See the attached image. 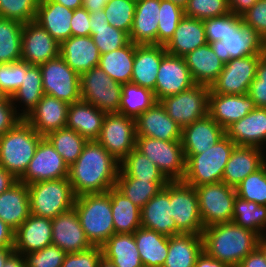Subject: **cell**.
Returning a JSON list of instances; mask_svg holds the SVG:
<instances>
[{"label":"cell","instance_id":"1","mask_svg":"<svg viewBox=\"0 0 266 267\" xmlns=\"http://www.w3.org/2000/svg\"><path fill=\"white\" fill-rule=\"evenodd\" d=\"M118 162L97 141H87L79 158L69 167L68 179L75 196L106 193L116 186Z\"/></svg>","mask_w":266,"mask_h":267},{"label":"cell","instance_id":"46","mask_svg":"<svg viewBox=\"0 0 266 267\" xmlns=\"http://www.w3.org/2000/svg\"><path fill=\"white\" fill-rule=\"evenodd\" d=\"M23 23L0 17V64L21 60Z\"/></svg>","mask_w":266,"mask_h":267},{"label":"cell","instance_id":"31","mask_svg":"<svg viewBox=\"0 0 266 267\" xmlns=\"http://www.w3.org/2000/svg\"><path fill=\"white\" fill-rule=\"evenodd\" d=\"M160 0H136L129 39L137 45L157 44Z\"/></svg>","mask_w":266,"mask_h":267},{"label":"cell","instance_id":"51","mask_svg":"<svg viewBox=\"0 0 266 267\" xmlns=\"http://www.w3.org/2000/svg\"><path fill=\"white\" fill-rule=\"evenodd\" d=\"M238 197L266 205V167L263 164L258 170L248 175L236 187Z\"/></svg>","mask_w":266,"mask_h":267},{"label":"cell","instance_id":"71","mask_svg":"<svg viewBox=\"0 0 266 267\" xmlns=\"http://www.w3.org/2000/svg\"><path fill=\"white\" fill-rule=\"evenodd\" d=\"M257 249L262 253L266 261V234L258 238Z\"/></svg>","mask_w":266,"mask_h":267},{"label":"cell","instance_id":"57","mask_svg":"<svg viewBox=\"0 0 266 267\" xmlns=\"http://www.w3.org/2000/svg\"><path fill=\"white\" fill-rule=\"evenodd\" d=\"M247 94L256 107L266 108V51L258 60L256 77L250 84Z\"/></svg>","mask_w":266,"mask_h":267},{"label":"cell","instance_id":"44","mask_svg":"<svg viewBox=\"0 0 266 267\" xmlns=\"http://www.w3.org/2000/svg\"><path fill=\"white\" fill-rule=\"evenodd\" d=\"M232 221L241 227L255 232L259 237L266 234V205L236 196Z\"/></svg>","mask_w":266,"mask_h":267},{"label":"cell","instance_id":"21","mask_svg":"<svg viewBox=\"0 0 266 267\" xmlns=\"http://www.w3.org/2000/svg\"><path fill=\"white\" fill-rule=\"evenodd\" d=\"M256 108L248 94H217L209 92L208 115L224 130Z\"/></svg>","mask_w":266,"mask_h":267},{"label":"cell","instance_id":"63","mask_svg":"<svg viewBox=\"0 0 266 267\" xmlns=\"http://www.w3.org/2000/svg\"><path fill=\"white\" fill-rule=\"evenodd\" d=\"M15 231L0 219V247H14Z\"/></svg>","mask_w":266,"mask_h":267},{"label":"cell","instance_id":"74","mask_svg":"<svg viewBox=\"0 0 266 267\" xmlns=\"http://www.w3.org/2000/svg\"><path fill=\"white\" fill-rule=\"evenodd\" d=\"M8 96L4 93L0 86V100L6 99Z\"/></svg>","mask_w":266,"mask_h":267},{"label":"cell","instance_id":"13","mask_svg":"<svg viewBox=\"0 0 266 267\" xmlns=\"http://www.w3.org/2000/svg\"><path fill=\"white\" fill-rule=\"evenodd\" d=\"M45 95L55 97L69 104L81 100L80 75L59 55L39 65Z\"/></svg>","mask_w":266,"mask_h":267},{"label":"cell","instance_id":"56","mask_svg":"<svg viewBox=\"0 0 266 267\" xmlns=\"http://www.w3.org/2000/svg\"><path fill=\"white\" fill-rule=\"evenodd\" d=\"M240 16L229 12L223 16L203 20L207 43L222 40L231 26Z\"/></svg>","mask_w":266,"mask_h":267},{"label":"cell","instance_id":"52","mask_svg":"<svg viewBox=\"0 0 266 267\" xmlns=\"http://www.w3.org/2000/svg\"><path fill=\"white\" fill-rule=\"evenodd\" d=\"M40 0H0V17L23 24L35 21Z\"/></svg>","mask_w":266,"mask_h":267},{"label":"cell","instance_id":"61","mask_svg":"<svg viewBox=\"0 0 266 267\" xmlns=\"http://www.w3.org/2000/svg\"><path fill=\"white\" fill-rule=\"evenodd\" d=\"M70 25L72 36H90L89 12L84 7L75 9Z\"/></svg>","mask_w":266,"mask_h":267},{"label":"cell","instance_id":"37","mask_svg":"<svg viewBox=\"0 0 266 267\" xmlns=\"http://www.w3.org/2000/svg\"><path fill=\"white\" fill-rule=\"evenodd\" d=\"M133 234L143 266L163 267L168 254L169 237L144 227Z\"/></svg>","mask_w":266,"mask_h":267},{"label":"cell","instance_id":"30","mask_svg":"<svg viewBox=\"0 0 266 267\" xmlns=\"http://www.w3.org/2000/svg\"><path fill=\"white\" fill-rule=\"evenodd\" d=\"M73 12L74 10L52 0H40L35 22L61 44L72 36L70 23Z\"/></svg>","mask_w":266,"mask_h":267},{"label":"cell","instance_id":"41","mask_svg":"<svg viewBox=\"0 0 266 267\" xmlns=\"http://www.w3.org/2000/svg\"><path fill=\"white\" fill-rule=\"evenodd\" d=\"M107 193L111 197V210L115 233H134L141 227V208L131 202L116 187Z\"/></svg>","mask_w":266,"mask_h":267},{"label":"cell","instance_id":"47","mask_svg":"<svg viewBox=\"0 0 266 267\" xmlns=\"http://www.w3.org/2000/svg\"><path fill=\"white\" fill-rule=\"evenodd\" d=\"M45 138L61 155L68 167L79 158L84 145L87 143L83 136L68 127L52 131Z\"/></svg>","mask_w":266,"mask_h":267},{"label":"cell","instance_id":"29","mask_svg":"<svg viewBox=\"0 0 266 267\" xmlns=\"http://www.w3.org/2000/svg\"><path fill=\"white\" fill-rule=\"evenodd\" d=\"M60 56L81 75L99 65L101 54L91 36H71L60 44Z\"/></svg>","mask_w":266,"mask_h":267},{"label":"cell","instance_id":"68","mask_svg":"<svg viewBox=\"0 0 266 267\" xmlns=\"http://www.w3.org/2000/svg\"><path fill=\"white\" fill-rule=\"evenodd\" d=\"M4 267H26L22 254L13 252L5 261Z\"/></svg>","mask_w":266,"mask_h":267},{"label":"cell","instance_id":"33","mask_svg":"<svg viewBox=\"0 0 266 267\" xmlns=\"http://www.w3.org/2000/svg\"><path fill=\"white\" fill-rule=\"evenodd\" d=\"M106 113L83 100L69 105L66 127L76 131L87 141H96Z\"/></svg>","mask_w":266,"mask_h":267},{"label":"cell","instance_id":"15","mask_svg":"<svg viewBox=\"0 0 266 267\" xmlns=\"http://www.w3.org/2000/svg\"><path fill=\"white\" fill-rule=\"evenodd\" d=\"M69 167L51 143L43 137L38 143L34 157L23 176V184L68 178Z\"/></svg>","mask_w":266,"mask_h":267},{"label":"cell","instance_id":"20","mask_svg":"<svg viewBox=\"0 0 266 267\" xmlns=\"http://www.w3.org/2000/svg\"><path fill=\"white\" fill-rule=\"evenodd\" d=\"M136 136L163 141L181 140L182 128L167 115L160 102L142 112L136 119Z\"/></svg>","mask_w":266,"mask_h":267},{"label":"cell","instance_id":"40","mask_svg":"<svg viewBox=\"0 0 266 267\" xmlns=\"http://www.w3.org/2000/svg\"><path fill=\"white\" fill-rule=\"evenodd\" d=\"M43 95L40 67L26 63L23 83L11 97L17 113L25 118L36 107Z\"/></svg>","mask_w":266,"mask_h":267},{"label":"cell","instance_id":"58","mask_svg":"<svg viewBox=\"0 0 266 267\" xmlns=\"http://www.w3.org/2000/svg\"><path fill=\"white\" fill-rule=\"evenodd\" d=\"M102 256V247L92 246L84 251L67 253L61 267H97Z\"/></svg>","mask_w":266,"mask_h":267},{"label":"cell","instance_id":"27","mask_svg":"<svg viewBox=\"0 0 266 267\" xmlns=\"http://www.w3.org/2000/svg\"><path fill=\"white\" fill-rule=\"evenodd\" d=\"M166 54L164 45L136 44L131 83L154 91L158 69Z\"/></svg>","mask_w":266,"mask_h":267},{"label":"cell","instance_id":"3","mask_svg":"<svg viewBox=\"0 0 266 267\" xmlns=\"http://www.w3.org/2000/svg\"><path fill=\"white\" fill-rule=\"evenodd\" d=\"M42 138L23 118L0 137V166L19 180Z\"/></svg>","mask_w":266,"mask_h":267},{"label":"cell","instance_id":"14","mask_svg":"<svg viewBox=\"0 0 266 267\" xmlns=\"http://www.w3.org/2000/svg\"><path fill=\"white\" fill-rule=\"evenodd\" d=\"M96 141L121 162L135 149L136 120L120 113H106Z\"/></svg>","mask_w":266,"mask_h":267},{"label":"cell","instance_id":"8","mask_svg":"<svg viewBox=\"0 0 266 267\" xmlns=\"http://www.w3.org/2000/svg\"><path fill=\"white\" fill-rule=\"evenodd\" d=\"M122 85L111 79L99 66L93 67L80 75L81 100L105 113H118Z\"/></svg>","mask_w":266,"mask_h":267},{"label":"cell","instance_id":"10","mask_svg":"<svg viewBox=\"0 0 266 267\" xmlns=\"http://www.w3.org/2000/svg\"><path fill=\"white\" fill-rule=\"evenodd\" d=\"M216 56L226 64L231 59L252 55H262L266 51V41L256 31L243 23L240 16L231 26L222 40L210 43Z\"/></svg>","mask_w":266,"mask_h":267},{"label":"cell","instance_id":"69","mask_svg":"<svg viewBox=\"0 0 266 267\" xmlns=\"http://www.w3.org/2000/svg\"><path fill=\"white\" fill-rule=\"evenodd\" d=\"M52 1L59 3L72 10L83 7V0H52Z\"/></svg>","mask_w":266,"mask_h":267},{"label":"cell","instance_id":"49","mask_svg":"<svg viewBox=\"0 0 266 267\" xmlns=\"http://www.w3.org/2000/svg\"><path fill=\"white\" fill-rule=\"evenodd\" d=\"M159 9L157 44L165 46L174 36L179 21L185 16V12L184 8L168 0H160Z\"/></svg>","mask_w":266,"mask_h":267},{"label":"cell","instance_id":"32","mask_svg":"<svg viewBox=\"0 0 266 267\" xmlns=\"http://www.w3.org/2000/svg\"><path fill=\"white\" fill-rule=\"evenodd\" d=\"M183 58L193 81L199 85L211 87L224 68V63L216 56L209 43L196 48Z\"/></svg>","mask_w":266,"mask_h":267},{"label":"cell","instance_id":"19","mask_svg":"<svg viewBox=\"0 0 266 267\" xmlns=\"http://www.w3.org/2000/svg\"><path fill=\"white\" fill-rule=\"evenodd\" d=\"M52 221V244L58 246L66 253L87 250L93 245L87 239L80 225L74 207L57 215Z\"/></svg>","mask_w":266,"mask_h":267},{"label":"cell","instance_id":"65","mask_svg":"<svg viewBox=\"0 0 266 267\" xmlns=\"http://www.w3.org/2000/svg\"><path fill=\"white\" fill-rule=\"evenodd\" d=\"M194 267H227L223 262L208 255L204 250L198 255Z\"/></svg>","mask_w":266,"mask_h":267},{"label":"cell","instance_id":"53","mask_svg":"<svg viewBox=\"0 0 266 267\" xmlns=\"http://www.w3.org/2000/svg\"><path fill=\"white\" fill-rule=\"evenodd\" d=\"M184 12L186 17L205 20L223 16L230 9L228 0H188Z\"/></svg>","mask_w":266,"mask_h":267},{"label":"cell","instance_id":"62","mask_svg":"<svg viewBox=\"0 0 266 267\" xmlns=\"http://www.w3.org/2000/svg\"><path fill=\"white\" fill-rule=\"evenodd\" d=\"M238 267H266V261L262 253L256 248L240 262Z\"/></svg>","mask_w":266,"mask_h":267},{"label":"cell","instance_id":"12","mask_svg":"<svg viewBox=\"0 0 266 267\" xmlns=\"http://www.w3.org/2000/svg\"><path fill=\"white\" fill-rule=\"evenodd\" d=\"M210 87L196 84L176 95L167 96L159 102L181 128L208 115Z\"/></svg>","mask_w":266,"mask_h":267},{"label":"cell","instance_id":"18","mask_svg":"<svg viewBox=\"0 0 266 267\" xmlns=\"http://www.w3.org/2000/svg\"><path fill=\"white\" fill-rule=\"evenodd\" d=\"M60 55V44L37 22L23 24L21 60L39 66Z\"/></svg>","mask_w":266,"mask_h":267},{"label":"cell","instance_id":"35","mask_svg":"<svg viewBox=\"0 0 266 267\" xmlns=\"http://www.w3.org/2000/svg\"><path fill=\"white\" fill-rule=\"evenodd\" d=\"M206 43L203 20L184 16L165 49L168 54L184 57Z\"/></svg>","mask_w":266,"mask_h":267},{"label":"cell","instance_id":"50","mask_svg":"<svg viewBox=\"0 0 266 267\" xmlns=\"http://www.w3.org/2000/svg\"><path fill=\"white\" fill-rule=\"evenodd\" d=\"M136 0H109L104 7L108 23L128 35L132 29Z\"/></svg>","mask_w":266,"mask_h":267},{"label":"cell","instance_id":"45","mask_svg":"<svg viewBox=\"0 0 266 267\" xmlns=\"http://www.w3.org/2000/svg\"><path fill=\"white\" fill-rule=\"evenodd\" d=\"M157 102L152 90L134 83L122 85L120 114L136 119L142 112Z\"/></svg>","mask_w":266,"mask_h":267},{"label":"cell","instance_id":"73","mask_svg":"<svg viewBox=\"0 0 266 267\" xmlns=\"http://www.w3.org/2000/svg\"><path fill=\"white\" fill-rule=\"evenodd\" d=\"M168 1L174 2L175 4L184 8L186 6L188 0H168Z\"/></svg>","mask_w":266,"mask_h":267},{"label":"cell","instance_id":"5","mask_svg":"<svg viewBox=\"0 0 266 267\" xmlns=\"http://www.w3.org/2000/svg\"><path fill=\"white\" fill-rule=\"evenodd\" d=\"M235 145L225 134L205 152L184 154L186 172L183 181L193 187L222 181L225 166Z\"/></svg>","mask_w":266,"mask_h":267},{"label":"cell","instance_id":"70","mask_svg":"<svg viewBox=\"0 0 266 267\" xmlns=\"http://www.w3.org/2000/svg\"><path fill=\"white\" fill-rule=\"evenodd\" d=\"M14 252V247H0V267H4L7 258Z\"/></svg>","mask_w":266,"mask_h":267},{"label":"cell","instance_id":"43","mask_svg":"<svg viewBox=\"0 0 266 267\" xmlns=\"http://www.w3.org/2000/svg\"><path fill=\"white\" fill-rule=\"evenodd\" d=\"M118 176H130L148 182H169L159 168L136 149L131 150L120 162Z\"/></svg>","mask_w":266,"mask_h":267},{"label":"cell","instance_id":"9","mask_svg":"<svg viewBox=\"0 0 266 267\" xmlns=\"http://www.w3.org/2000/svg\"><path fill=\"white\" fill-rule=\"evenodd\" d=\"M194 188L197 193L200 216L204 228L232 221L234 201L237 196L234 187L220 181Z\"/></svg>","mask_w":266,"mask_h":267},{"label":"cell","instance_id":"26","mask_svg":"<svg viewBox=\"0 0 266 267\" xmlns=\"http://www.w3.org/2000/svg\"><path fill=\"white\" fill-rule=\"evenodd\" d=\"M225 134L236 145L263 149L266 144V108L256 107L245 117L228 126Z\"/></svg>","mask_w":266,"mask_h":267},{"label":"cell","instance_id":"6","mask_svg":"<svg viewBox=\"0 0 266 267\" xmlns=\"http://www.w3.org/2000/svg\"><path fill=\"white\" fill-rule=\"evenodd\" d=\"M30 214L53 219L74 207L76 196L68 178L28 185Z\"/></svg>","mask_w":266,"mask_h":267},{"label":"cell","instance_id":"54","mask_svg":"<svg viewBox=\"0 0 266 267\" xmlns=\"http://www.w3.org/2000/svg\"><path fill=\"white\" fill-rule=\"evenodd\" d=\"M25 74V61L20 60L13 63L0 64V86L7 96L12 97L19 89Z\"/></svg>","mask_w":266,"mask_h":267},{"label":"cell","instance_id":"64","mask_svg":"<svg viewBox=\"0 0 266 267\" xmlns=\"http://www.w3.org/2000/svg\"><path fill=\"white\" fill-rule=\"evenodd\" d=\"M258 0H228L230 12L242 16Z\"/></svg>","mask_w":266,"mask_h":267},{"label":"cell","instance_id":"23","mask_svg":"<svg viewBox=\"0 0 266 267\" xmlns=\"http://www.w3.org/2000/svg\"><path fill=\"white\" fill-rule=\"evenodd\" d=\"M141 227L168 237L176 235V223L171 215L170 181L141 208Z\"/></svg>","mask_w":266,"mask_h":267},{"label":"cell","instance_id":"22","mask_svg":"<svg viewBox=\"0 0 266 267\" xmlns=\"http://www.w3.org/2000/svg\"><path fill=\"white\" fill-rule=\"evenodd\" d=\"M69 103L43 95L36 107L24 118L32 128L45 137L66 127Z\"/></svg>","mask_w":266,"mask_h":267},{"label":"cell","instance_id":"42","mask_svg":"<svg viewBox=\"0 0 266 267\" xmlns=\"http://www.w3.org/2000/svg\"><path fill=\"white\" fill-rule=\"evenodd\" d=\"M135 48L136 44L130 41L126 46L118 50L102 54L98 66L114 81L121 84L130 83Z\"/></svg>","mask_w":266,"mask_h":267},{"label":"cell","instance_id":"48","mask_svg":"<svg viewBox=\"0 0 266 267\" xmlns=\"http://www.w3.org/2000/svg\"><path fill=\"white\" fill-rule=\"evenodd\" d=\"M168 182H148L130 176H117L116 188L131 202L142 208Z\"/></svg>","mask_w":266,"mask_h":267},{"label":"cell","instance_id":"7","mask_svg":"<svg viewBox=\"0 0 266 267\" xmlns=\"http://www.w3.org/2000/svg\"><path fill=\"white\" fill-rule=\"evenodd\" d=\"M135 149L147 156L169 181L183 180L186 172V159L181 140L163 141L136 136Z\"/></svg>","mask_w":266,"mask_h":267},{"label":"cell","instance_id":"2","mask_svg":"<svg viewBox=\"0 0 266 267\" xmlns=\"http://www.w3.org/2000/svg\"><path fill=\"white\" fill-rule=\"evenodd\" d=\"M203 250L227 267H238L240 262L257 248L259 236L233 221L204 228Z\"/></svg>","mask_w":266,"mask_h":267},{"label":"cell","instance_id":"4","mask_svg":"<svg viewBox=\"0 0 266 267\" xmlns=\"http://www.w3.org/2000/svg\"><path fill=\"white\" fill-rule=\"evenodd\" d=\"M74 209L87 239L93 246H102L115 234L111 197L107 192L76 196Z\"/></svg>","mask_w":266,"mask_h":267},{"label":"cell","instance_id":"72","mask_svg":"<svg viewBox=\"0 0 266 267\" xmlns=\"http://www.w3.org/2000/svg\"><path fill=\"white\" fill-rule=\"evenodd\" d=\"M97 267H116L111 261H108L105 257L99 260Z\"/></svg>","mask_w":266,"mask_h":267},{"label":"cell","instance_id":"67","mask_svg":"<svg viewBox=\"0 0 266 267\" xmlns=\"http://www.w3.org/2000/svg\"><path fill=\"white\" fill-rule=\"evenodd\" d=\"M107 4V0H83V7L89 13H95L101 11Z\"/></svg>","mask_w":266,"mask_h":267},{"label":"cell","instance_id":"39","mask_svg":"<svg viewBox=\"0 0 266 267\" xmlns=\"http://www.w3.org/2000/svg\"><path fill=\"white\" fill-rule=\"evenodd\" d=\"M89 20L91 24L90 36L101 55L118 50L130 42L126 32L108 23L104 10L89 13Z\"/></svg>","mask_w":266,"mask_h":267},{"label":"cell","instance_id":"34","mask_svg":"<svg viewBox=\"0 0 266 267\" xmlns=\"http://www.w3.org/2000/svg\"><path fill=\"white\" fill-rule=\"evenodd\" d=\"M29 215L28 185L18 180L0 194V219L16 231Z\"/></svg>","mask_w":266,"mask_h":267},{"label":"cell","instance_id":"24","mask_svg":"<svg viewBox=\"0 0 266 267\" xmlns=\"http://www.w3.org/2000/svg\"><path fill=\"white\" fill-rule=\"evenodd\" d=\"M51 244L50 218L30 214L14 233V251L22 255L41 250Z\"/></svg>","mask_w":266,"mask_h":267},{"label":"cell","instance_id":"28","mask_svg":"<svg viewBox=\"0 0 266 267\" xmlns=\"http://www.w3.org/2000/svg\"><path fill=\"white\" fill-rule=\"evenodd\" d=\"M225 130L209 115L182 128L181 143L184 154H200L215 145Z\"/></svg>","mask_w":266,"mask_h":267},{"label":"cell","instance_id":"36","mask_svg":"<svg viewBox=\"0 0 266 267\" xmlns=\"http://www.w3.org/2000/svg\"><path fill=\"white\" fill-rule=\"evenodd\" d=\"M203 251L202 234H179L169 237L168 254L163 267H194Z\"/></svg>","mask_w":266,"mask_h":267},{"label":"cell","instance_id":"66","mask_svg":"<svg viewBox=\"0 0 266 267\" xmlns=\"http://www.w3.org/2000/svg\"><path fill=\"white\" fill-rule=\"evenodd\" d=\"M18 181L10 172L0 166V194L8 190Z\"/></svg>","mask_w":266,"mask_h":267},{"label":"cell","instance_id":"75","mask_svg":"<svg viewBox=\"0 0 266 267\" xmlns=\"http://www.w3.org/2000/svg\"><path fill=\"white\" fill-rule=\"evenodd\" d=\"M262 150H263V153H264V157L266 158V144H265V147Z\"/></svg>","mask_w":266,"mask_h":267},{"label":"cell","instance_id":"16","mask_svg":"<svg viewBox=\"0 0 266 267\" xmlns=\"http://www.w3.org/2000/svg\"><path fill=\"white\" fill-rule=\"evenodd\" d=\"M261 55L231 59L210 90L217 94H247L249 86L256 77V67Z\"/></svg>","mask_w":266,"mask_h":267},{"label":"cell","instance_id":"38","mask_svg":"<svg viewBox=\"0 0 266 267\" xmlns=\"http://www.w3.org/2000/svg\"><path fill=\"white\" fill-rule=\"evenodd\" d=\"M101 247L116 267H144L133 233H115Z\"/></svg>","mask_w":266,"mask_h":267},{"label":"cell","instance_id":"55","mask_svg":"<svg viewBox=\"0 0 266 267\" xmlns=\"http://www.w3.org/2000/svg\"><path fill=\"white\" fill-rule=\"evenodd\" d=\"M66 252L56 245H49L41 250L24 254L26 267H61Z\"/></svg>","mask_w":266,"mask_h":267},{"label":"cell","instance_id":"25","mask_svg":"<svg viewBox=\"0 0 266 267\" xmlns=\"http://www.w3.org/2000/svg\"><path fill=\"white\" fill-rule=\"evenodd\" d=\"M262 148L255 146L235 145L225 166L222 182L236 187L248 175L264 164Z\"/></svg>","mask_w":266,"mask_h":267},{"label":"cell","instance_id":"17","mask_svg":"<svg viewBox=\"0 0 266 267\" xmlns=\"http://www.w3.org/2000/svg\"><path fill=\"white\" fill-rule=\"evenodd\" d=\"M194 85L196 83L192 79L184 58L167 53L160 63L153 91L157 102L167 96L186 91Z\"/></svg>","mask_w":266,"mask_h":267},{"label":"cell","instance_id":"60","mask_svg":"<svg viewBox=\"0 0 266 267\" xmlns=\"http://www.w3.org/2000/svg\"><path fill=\"white\" fill-rule=\"evenodd\" d=\"M22 119L17 113L11 97L0 100V137Z\"/></svg>","mask_w":266,"mask_h":267},{"label":"cell","instance_id":"11","mask_svg":"<svg viewBox=\"0 0 266 267\" xmlns=\"http://www.w3.org/2000/svg\"><path fill=\"white\" fill-rule=\"evenodd\" d=\"M171 215L176 223V235H200L204 230L198 197L193 186L183 180L170 181Z\"/></svg>","mask_w":266,"mask_h":267},{"label":"cell","instance_id":"59","mask_svg":"<svg viewBox=\"0 0 266 267\" xmlns=\"http://www.w3.org/2000/svg\"><path fill=\"white\" fill-rule=\"evenodd\" d=\"M241 17L246 26L252 27L266 41V0H258Z\"/></svg>","mask_w":266,"mask_h":267}]
</instances>
